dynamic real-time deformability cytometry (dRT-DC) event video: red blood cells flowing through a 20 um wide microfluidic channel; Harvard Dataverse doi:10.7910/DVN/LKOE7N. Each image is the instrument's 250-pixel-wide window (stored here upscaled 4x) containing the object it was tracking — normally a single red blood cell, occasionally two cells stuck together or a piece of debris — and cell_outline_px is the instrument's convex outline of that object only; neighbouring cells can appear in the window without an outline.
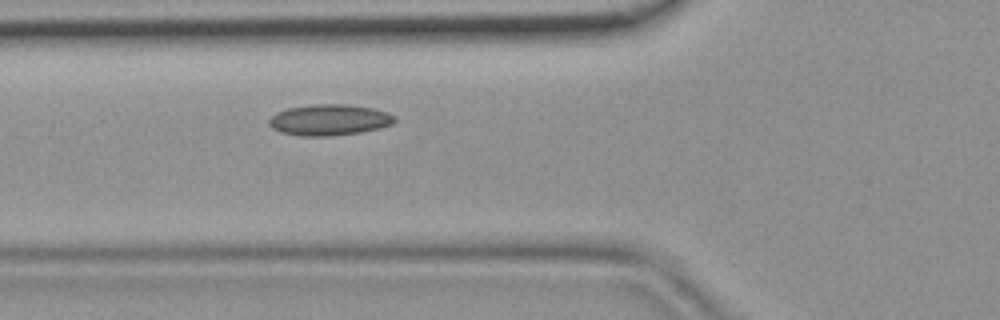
{"species": "common noctule bat (a hibernating species)", "species_latin": "Nyctalus noctula", "temperature_condition": "room temperature", "stored_images_in_passage": 36, "camera_frame_rate_fps": 3000, "um_per_image_px": 0.085, "animal": {"sex": "female", "body_mass_g": 19.9}, "frame": {"image": 1, "passage_image": 7, "time_ms": 2.0, "image_size_px": [1000, 320], "cell_outline_px": [[396, 120], [392, 124], [380, 128], [360, 132], [328, 136], [300, 136], [280, 132], [272, 128], [268, 124], [268, 120], [276, 112], [288, 108], [316, 104], [348, 104], [372, 108], [388, 112], [396, 116]], "centroid_in_image_um": [27.99, 10.19], "position_along_channel_um": 97.8, "area_um2": 22.83}}
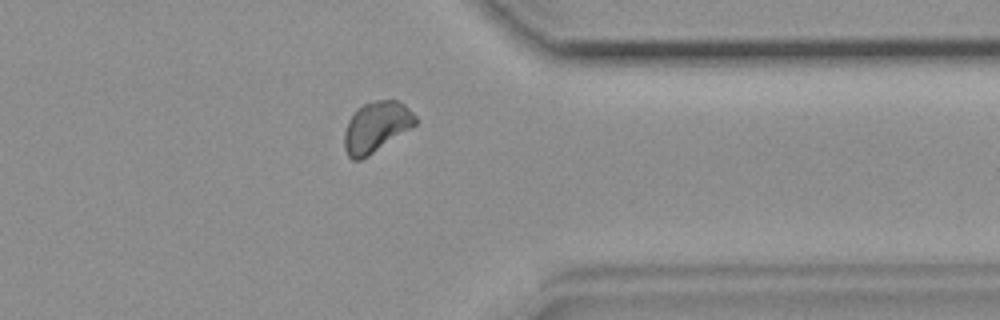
{"frame": {"image": 2, "passage_image": 27, "time_ms": 8.667, "image_size_px": [1000, 320], "cell_outline_px": [[416, 124], [368, 156], [360, 160], [352, 160], [348, 156], [344, 148], [344, 132], [348, 120], [364, 104], [376, 100], [396, 100], [404, 104], [416, 116]], "centroid_in_image_um": [31.96, 10.8], "position_along_channel_um": 379.4, "area_um2": 20.58}}
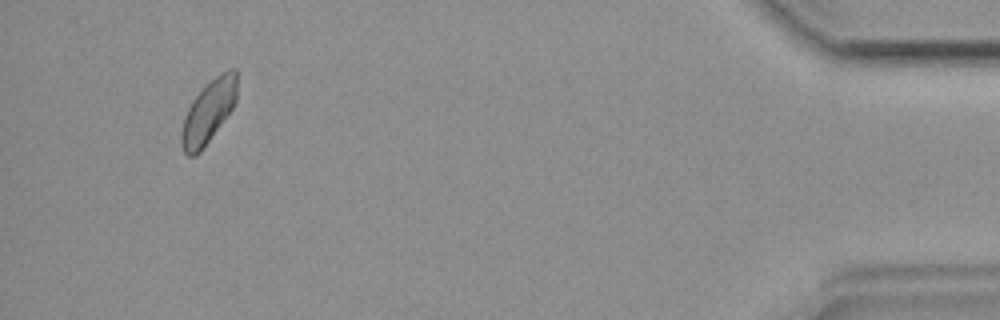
{"frame": {"image": 3, "passage_image": 34, "time_ms": 11.0, "image_size_px": [1000, 320], "cell_outline_px": [[236, 100], [232, 108], [200, 152], [196, 156], [188, 156], [184, 152], [180, 144], [180, 132], [184, 116], [192, 100], [204, 84], [228, 68], [236, 68]], "centroid_in_image_um": [17.68, 9.48], "position_along_channel_um": 417.5, "area_um2": 20.35}}